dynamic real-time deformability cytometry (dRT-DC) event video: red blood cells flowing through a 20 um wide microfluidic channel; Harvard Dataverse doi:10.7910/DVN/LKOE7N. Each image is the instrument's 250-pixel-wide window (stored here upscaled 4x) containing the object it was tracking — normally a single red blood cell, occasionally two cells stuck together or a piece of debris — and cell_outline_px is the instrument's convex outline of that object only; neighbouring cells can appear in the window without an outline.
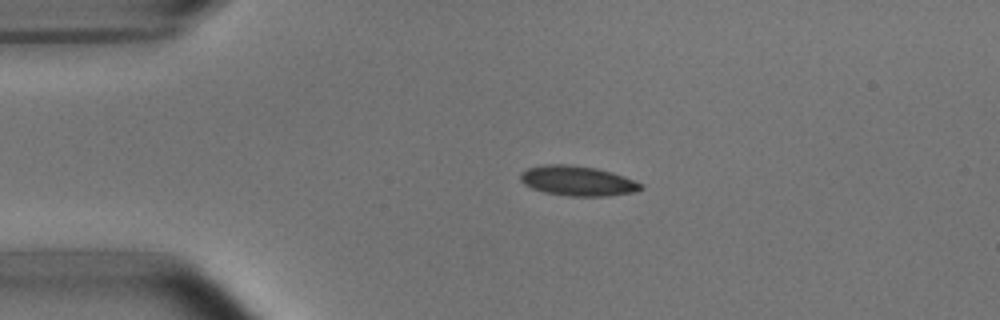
{"species": "common noctule bat (a hibernating species)", "species_latin": "Nyctalus noctula", "temperature_condition": "room temperature", "stored_images_in_passage": 3, "camera_frame_rate_fps": 3000, "um_per_image_px": 0.085, "animal": {"sex": "male", "body_mass_g": 15.6}, "frame": {"image": 1, "passage_image": 2, "time_ms": 0.333, "image_size_px": [1000, 320], "cell_outline_px": [[644, 188], [632, 192], [608, 196], [568, 196], [544, 192], [532, 188], [524, 184], [520, 180], [520, 172], [528, 168], [548, 164], [568, 164], [596, 168], [612, 172], [624, 176], [644, 184]], "centroid_in_image_um": [49.1, 15.37], "position_along_channel_um": 35.9, "area_um2": 21.04}}